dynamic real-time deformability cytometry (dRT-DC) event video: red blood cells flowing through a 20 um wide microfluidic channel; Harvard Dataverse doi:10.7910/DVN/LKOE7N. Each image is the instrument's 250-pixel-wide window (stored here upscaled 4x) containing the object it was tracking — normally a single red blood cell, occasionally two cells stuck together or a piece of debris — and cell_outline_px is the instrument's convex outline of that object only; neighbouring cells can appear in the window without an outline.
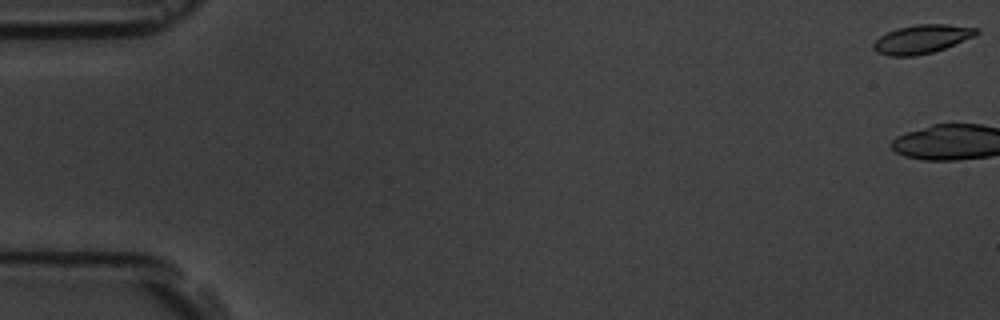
{"species": "common noctule bat (a hibernating species)", "species_latin": "Nyctalus noctula", "temperature_condition": "room temperature", "stored_images_in_passage": 6, "camera_frame_rate_fps": 3000, "um_per_image_px": 0.085, "animal": {"sex": "male", "body_mass_g": 19.5, "forearm_length_mm": 54.6}, "frame": {"image": 1, "passage_image": 1, "time_ms": 0.0, "image_size_px": [1000, 320], "cell_outline_px": [[980, 32], [976, 36], [944, 48], [932, 52], [912, 56], [888, 56], [876, 52], [872, 48], [872, 44], [880, 36], [896, 28], [916, 24], [948, 24], [980, 28]], "centroid_in_image_um": [78.37, 3.31], "position_along_channel_um": 6.6, "area_um2": 17.34}}